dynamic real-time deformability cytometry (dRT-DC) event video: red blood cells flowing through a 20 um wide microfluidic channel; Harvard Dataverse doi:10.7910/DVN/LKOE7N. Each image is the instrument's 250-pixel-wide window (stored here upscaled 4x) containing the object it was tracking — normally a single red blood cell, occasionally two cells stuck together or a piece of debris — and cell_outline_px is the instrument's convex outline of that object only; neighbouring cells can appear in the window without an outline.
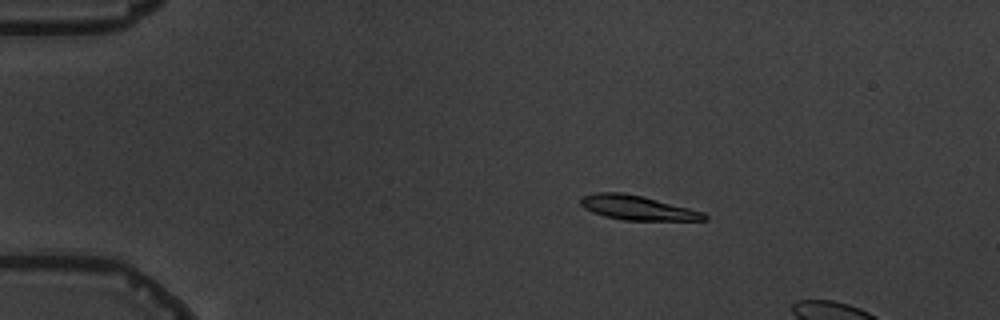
{"species": "common noctule bat (a hibernating species)", "species_latin": "Nyctalus noctula", "temperature_condition": "warm", "stored_images_in_passage": 6, "camera_frame_rate_fps": 3000, "um_per_image_px": 0.085, "animal": {"sex": "male", "body_mass_g": 19.5, "forearm_length_mm": 54.6}, "frame": {"image": 1, "passage_image": 4, "time_ms": 3.333, "image_size_px": [1000, 320], "cell_outline_px": [[708, 220], [624, 220], [604, 216], [592, 212], [584, 208], [580, 204], [580, 196], [592, 192], [620, 192], [644, 196], [704, 212], [708, 216]], "centroid_in_image_um": [54.14, 17.64], "position_along_channel_um": 30.9, "area_um2": 17.74}}